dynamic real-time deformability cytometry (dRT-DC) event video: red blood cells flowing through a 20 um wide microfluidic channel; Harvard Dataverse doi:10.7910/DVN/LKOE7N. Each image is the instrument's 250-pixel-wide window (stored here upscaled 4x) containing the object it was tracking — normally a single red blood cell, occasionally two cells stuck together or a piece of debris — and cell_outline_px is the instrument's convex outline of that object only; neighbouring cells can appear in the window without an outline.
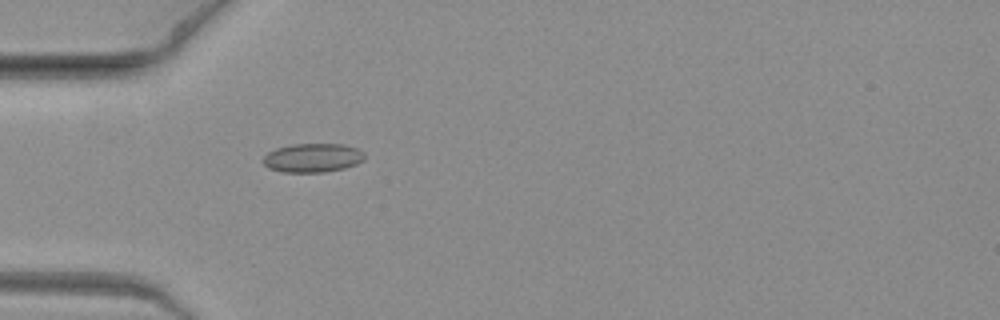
{"species": "common noctule bat (a hibernating species)", "species_latin": "Nyctalus noctula", "temperature_condition": "warm", "stored_images_in_passage": 1, "camera_frame_rate_fps": 3000, "um_per_image_px": 0.085, "animal": {"sex": "female", "body_mass_g": 19.3, "forearm_length_mm": 54.1}, "frame": {"image": 1, "passage_image": 1, "time_ms": 0.0, "image_size_px": [1000, 320], "cell_outline_px": [[364, 160], [356, 164], [344, 168], [324, 172], [284, 172], [268, 168], [264, 164], [264, 156], [268, 152], [276, 148], [292, 144], [344, 144], [356, 148], [364, 152]], "centroid_in_image_um": [26.58, 13.41], "position_along_channel_um": 58.4, "area_um2": 17.05}}